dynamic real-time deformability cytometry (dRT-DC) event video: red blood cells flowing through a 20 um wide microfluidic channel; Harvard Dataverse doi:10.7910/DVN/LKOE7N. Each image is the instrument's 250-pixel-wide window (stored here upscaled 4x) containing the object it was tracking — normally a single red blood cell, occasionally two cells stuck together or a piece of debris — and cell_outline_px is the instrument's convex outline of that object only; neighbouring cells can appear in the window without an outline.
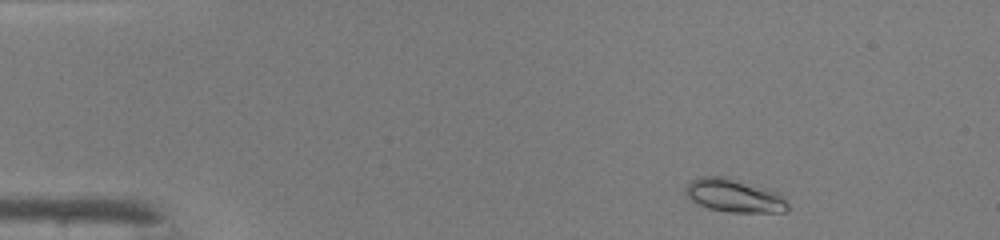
{"species": "common noctule bat (a hibernating species)", "species_latin": "Nyctalus noctula", "temperature_condition": "warm", "stored_images_in_passage": 43, "camera_frame_rate_fps": 3000, "um_per_image_px": 0.085, "animal": {"sex": "male", "body_mass_g": 19.0, "forearm_length_mm": 50.8}, "frame": {"image": 1, "passage_image": 2, "time_ms": 0.333, "image_size_px": [1000, 240], "cell_outline_px": [[788, 208], [784, 212], [728, 212], [708, 208], [692, 200], [688, 196], [684, 188], [692, 180], [700, 176], [728, 176], [768, 188], [780, 192], [788, 204]], "centroid_in_image_um": [62.44, 16.6], "position_along_channel_um": 22.6, "area_um2": 20.0}}
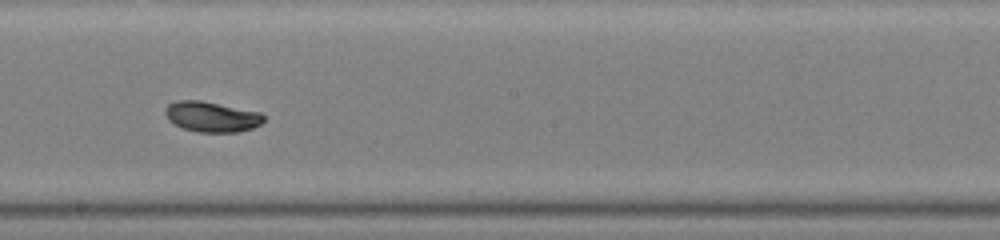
{"frame": {"image": 2, "passage_image": 23, "time_ms": 7.333, "image_size_px": [1000, 240], "cell_outline_px": [[264, 120], [260, 124], [252, 128], [236, 132], [200, 132], [184, 128], [168, 120], [164, 112], [168, 104], [180, 100], [200, 100], [260, 112], [264, 116]], "centroid_in_image_um": [17.99, 9.92], "position_along_channel_um": 230.2, "area_um2": 17.22}}
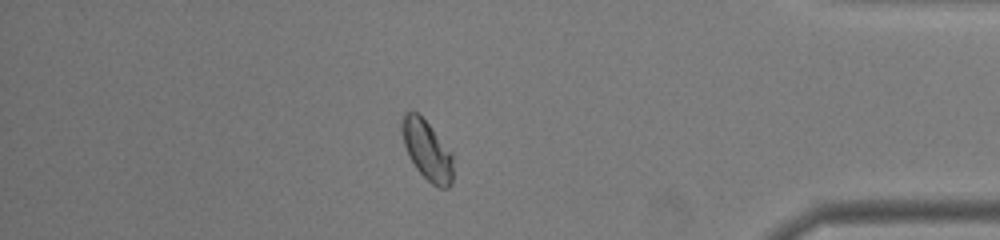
{"frame": {"image": 3, "passage_image": 37, "time_ms": 12.0, "image_size_px": [1000, 240], "cell_outline_px": [[452, 184], [448, 188], [440, 188], [432, 184], [416, 168], [404, 144], [400, 128], [400, 124], [404, 116], [408, 112], [416, 112], [432, 128], [452, 152]], "centroid_in_image_um": [36.31, 12.79], "position_along_channel_um": 398.9, "area_um2": 17.46}, "authors_computed_cell_mechanics": {"area_um2": 17.629, "velocity_mm_per_s": 4.2628, "shape_relaxation_time_tau1_ms": 3.4865, "shape_relaxation_time_tau2_ms": null, "deformation_change_tau1": 0.162, "deformation_change_tau2": null}}